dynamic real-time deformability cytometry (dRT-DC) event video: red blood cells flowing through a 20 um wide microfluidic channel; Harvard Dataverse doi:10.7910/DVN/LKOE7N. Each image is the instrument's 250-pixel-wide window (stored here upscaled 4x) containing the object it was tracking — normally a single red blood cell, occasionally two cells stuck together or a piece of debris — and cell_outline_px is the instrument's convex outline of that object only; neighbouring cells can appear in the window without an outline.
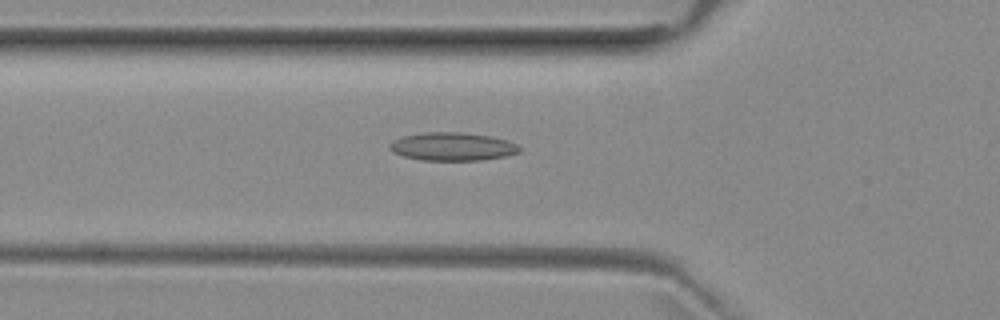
{"species": "common noctule bat (a hibernating species)", "species_latin": "Nyctalus noctula", "temperature_condition": "room temperature", "stored_images_in_passage": 52, "camera_frame_rate_fps": 3000, "um_per_image_px": 0.085, "animal": {"sex": "female", "body_mass_g": 29.2, "forearm_length_mm": 56.3}, "frame": {"image": 1, "passage_image": 18, "time_ms": 5.667, "image_size_px": [1000, 320], "cell_outline_px": [[520, 152], [504, 156], [480, 160], [420, 160], [404, 156], [392, 152], [388, 148], [388, 144], [392, 140], [400, 136], [424, 132], [460, 132], [492, 136], [508, 140], [516, 144], [520, 148]], "centroid_in_image_um": [38.4, 12.45], "position_along_channel_um": 87.4, "area_um2": 21.5}}
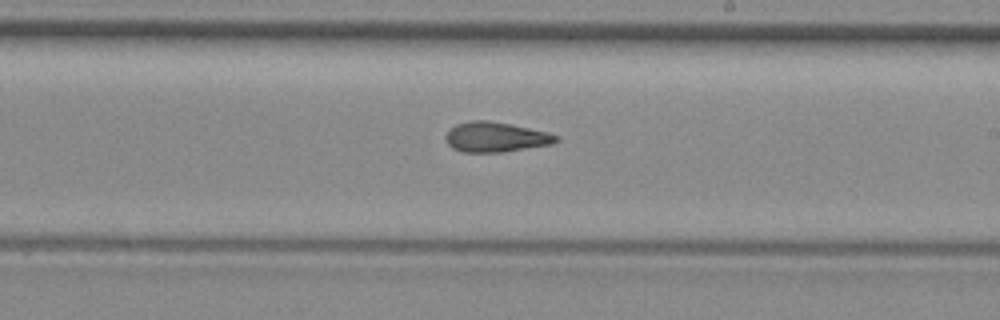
{"frame": {"image": 2, "passage_image": 30, "time_ms": 9.667, "image_size_px": [1000, 320], "cell_outline_px": [[560, 140], [552, 144], [504, 152], [460, 152], [452, 148], [448, 144], [444, 136], [456, 124], [472, 120], [488, 120], [512, 124], [548, 132], [560, 136]], "centroid_in_image_um": [42.16, 11.65], "position_along_channel_um": 246.8, "area_um2": 19.48}}
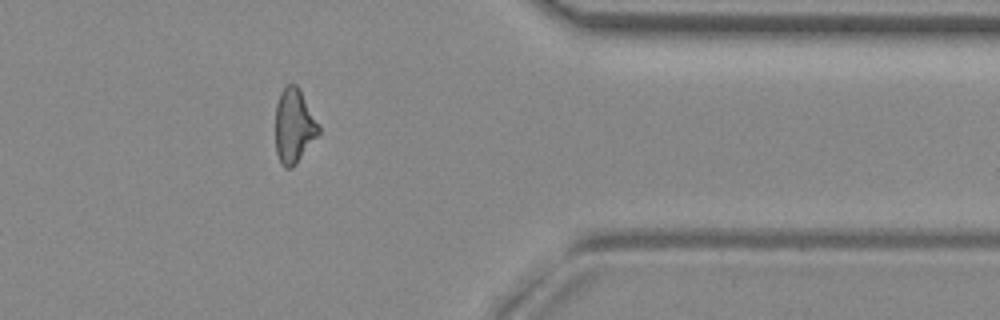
{"frame": {"image": 3, "passage_image": 42, "time_ms": 13.667, "image_size_px": [1000, 320], "cell_outline_px": [[320, 132], [296, 164], [292, 168], [284, 168], [280, 164], [276, 152], [276, 104], [280, 92], [288, 84], [296, 84], [300, 88], [320, 124]], "centroid_in_image_um": [25.0, 10.7], "position_along_channel_um": 386.4, "area_um2": 18.96}, "authors_computed_cell_mechanics": {"area_um2": 19.652, "velocity_mm_per_s": 3.9777, "shape_relaxation_time_tau1_ms": null, "shape_relaxation_time_tau2_ms": 2.6624, "deformation_change_tau1": null, "deformation_change_tau2": 0.1099}}